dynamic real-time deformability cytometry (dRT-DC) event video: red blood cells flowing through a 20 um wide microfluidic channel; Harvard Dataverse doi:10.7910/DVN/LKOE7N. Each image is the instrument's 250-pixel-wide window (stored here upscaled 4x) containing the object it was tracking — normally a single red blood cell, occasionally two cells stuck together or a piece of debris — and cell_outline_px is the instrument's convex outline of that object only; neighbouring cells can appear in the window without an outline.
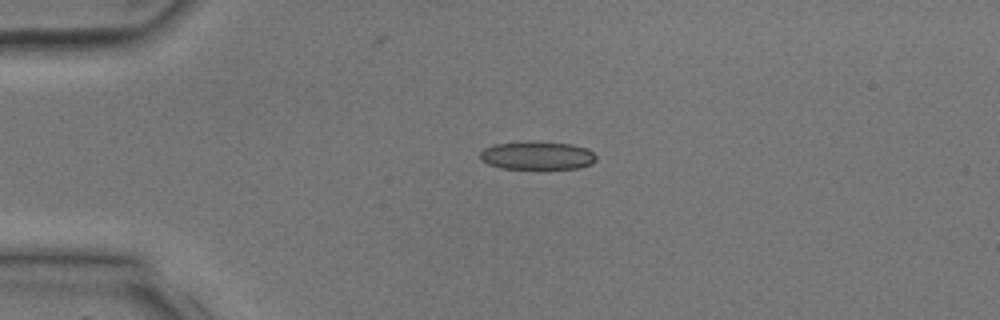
{"species": "common noctule bat (a hibernating species)", "species_latin": "Nyctalus noctula", "temperature_condition": "room temperature", "stored_images_in_passage": 3, "camera_frame_rate_fps": 3000, "um_per_image_px": 0.085, "animal": {"sex": "male", "body_mass_g": 17.9, "forearm_length_mm": 54.2}, "frame": {"image": 1, "passage_image": 2, "time_ms": 1.333, "image_size_px": [1000, 320], "cell_outline_px": [[596, 160], [592, 164], [576, 168], [500, 168], [488, 164], [480, 160], [480, 152], [484, 148], [492, 144], [532, 140], [572, 144], [588, 148], [596, 156]], "centroid_in_image_um": [45.64, 13.19], "position_along_channel_um": 39.4, "area_um2": 19.36}}
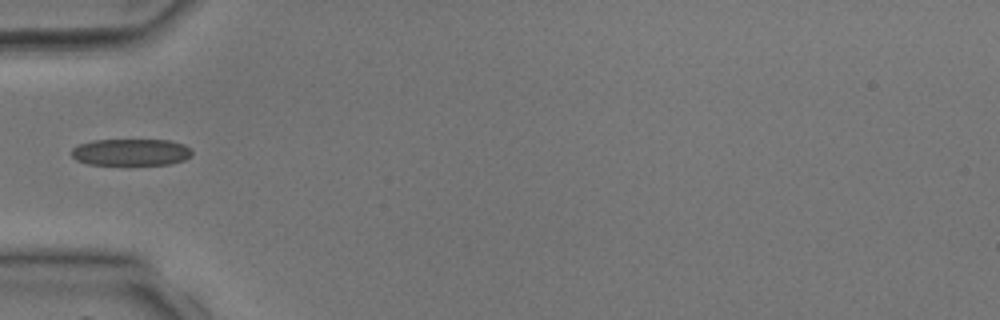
{"frame": {"image": 2, "passage_image": 3, "time_ms": 2.667, "image_size_px": [1000, 320], "cell_outline_px": [[192, 156], [184, 160], [168, 164], [88, 164], [76, 160], [72, 156], [72, 148], [80, 144], [92, 140], [168, 140], [184, 144], [192, 148]], "centroid_in_image_um": [11.16, 12.93], "position_along_channel_um": 73.8, "area_um2": 18.79}}